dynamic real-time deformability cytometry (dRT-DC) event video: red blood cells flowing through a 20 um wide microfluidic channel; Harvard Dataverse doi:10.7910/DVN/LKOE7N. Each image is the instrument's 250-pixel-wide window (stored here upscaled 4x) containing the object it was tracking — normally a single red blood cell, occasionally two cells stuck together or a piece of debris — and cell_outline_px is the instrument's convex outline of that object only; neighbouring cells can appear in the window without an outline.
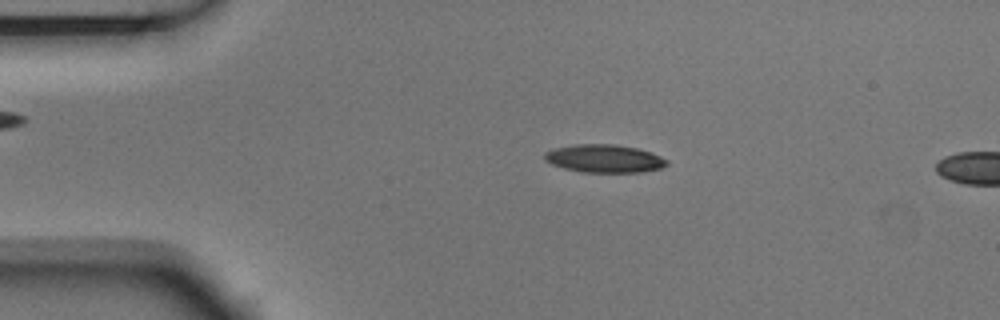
{"species": "Egyptian fruit bat (a non-hibernating species)", "species_latin": "Rousettus aegyptiacus", "temperature_condition": "room temperature", "stored_images_in_passage": 3, "camera_frame_rate_fps": 3000, "um_per_image_px": 0.085, "animal": {"sex": "male"}, "frame": {"image": 1, "passage_image": 2, "time_ms": 0.333, "image_size_px": [1000, 320], "cell_outline_px": [[668, 164], [660, 168], [640, 172], [580, 172], [564, 168], [552, 164], [544, 160], [544, 152], [552, 148], [576, 144], [616, 144], [636, 148], [652, 152], [668, 160]], "centroid_in_image_um": [51.34, 13.47], "position_along_channel_um": 33.7, "area_um2": 20.06}}